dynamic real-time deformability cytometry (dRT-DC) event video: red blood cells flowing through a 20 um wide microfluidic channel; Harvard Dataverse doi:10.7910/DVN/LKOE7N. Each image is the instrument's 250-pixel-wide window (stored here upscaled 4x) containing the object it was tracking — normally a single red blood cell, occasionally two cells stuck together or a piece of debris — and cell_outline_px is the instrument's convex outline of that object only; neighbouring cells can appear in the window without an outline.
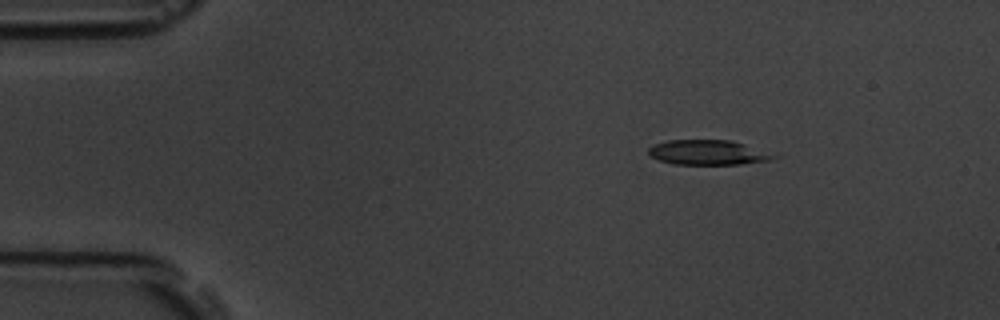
{"species": "common noctule bat (a hibernating species)", "species_latin": "Nyctalus noctula", "temperature_condition": "room temperature", "stored_images_in_passage": 5, "camera_frame_rate_fps": 3000, "um_per_image_px": 0.085, "animal": {"sex": "male", "body_mass_g": 19.5, "forearm_length_mm": 54.6}, "frame": {"image": 1, "passage_image": 3, "time_ms": 2.333, "image_size_px": [1000, 320], "cell_outline_px": [[780, 156], [772, 160], [740, 164], [672, 164], [648, 156], [648, 148], [652, 144], [668, 140], [732, 140]], "centroid_in_image_um": [60.14, 12.96], "position_along_channel_um": 24.9, "area_um2": 18.21}}